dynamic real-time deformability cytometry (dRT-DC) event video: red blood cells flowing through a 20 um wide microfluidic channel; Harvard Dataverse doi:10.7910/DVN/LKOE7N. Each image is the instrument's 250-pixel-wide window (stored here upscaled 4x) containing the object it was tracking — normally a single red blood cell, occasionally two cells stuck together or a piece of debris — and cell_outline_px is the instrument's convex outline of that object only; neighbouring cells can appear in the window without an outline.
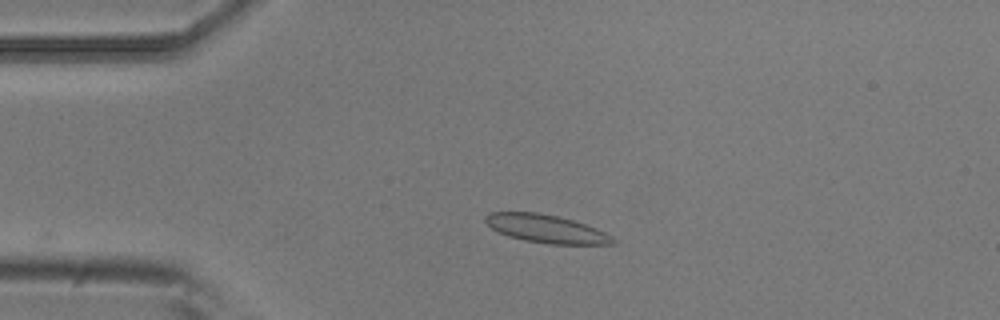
{"species": "common noctule bat (a hibernating species)", "species_latin": "Nyctalus noctula", "temperature_condition": "room temperature", "stored_images_in_passage": 5, "camera_frame_rate_fps": 3000, "um_per_image_px": 0.085, "animal": {"sex": "male", "body_mass_g": 20.5, "forearm_length_mm": 52.5}, "frame": {"image": 1, "passage_image": 3, "time_ms": 0.667, "image_size_px": [1000, 320], "cell_outline_px": [[616, 244], [548, 244], [524, 240], [508, 236], [492, 228], [484, 220], [484, 216], [488, 212], [536, 212], [556, 216], [572, 220], [596, 228], [612, 236], [616, 240]], "centroid_in_image_um": [46.42, 19.44], "position_along_channel_um": 38.6, "area_um2": 20.75}}